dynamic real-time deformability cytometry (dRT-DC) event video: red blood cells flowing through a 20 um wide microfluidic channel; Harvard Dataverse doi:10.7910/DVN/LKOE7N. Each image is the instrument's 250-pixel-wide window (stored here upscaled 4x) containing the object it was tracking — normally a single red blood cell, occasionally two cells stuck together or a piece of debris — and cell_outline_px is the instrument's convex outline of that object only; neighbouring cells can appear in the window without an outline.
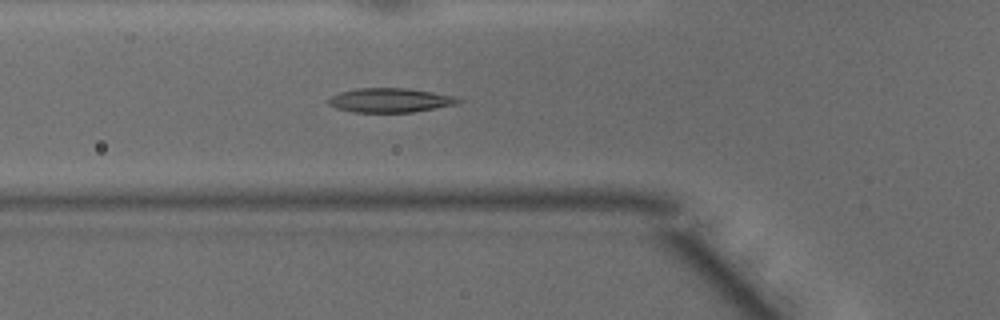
{"species": "common noctule bat (a hibernating species)", "species_latin": "Nyctalus noctula", "temperature_condition": "warm", "stored_images_in_passage": 34, "camera_frame_rate_fps": 3000, "um_per_image_px": 0.085, "animal": {"sex": "male", "body_mass_g": 15.6}, "frame": {"image": 1, "passage_image": 2, "time_ms": 0.333, "image_size_px": [1000, 320], "cell_outline_px": [[460, 100], [456, 104], [412, 112], [352, 112], [336, 108], [328, 104], [328, 100], [332, 96], [340, 92], [356, 88], [408, 88], [432, 92], [452, 96]], "centroid_in_image_um": [33.1, 8.52], "position_along_channel_um": 92.7, "area_um2": 18.09}}
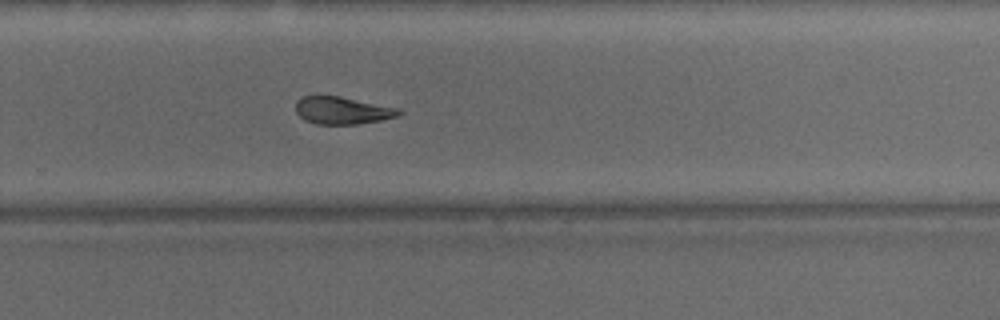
{"frame": {"image": 2, "passage_image": 17, "time_ms": 5.333, "image_size_px": [1000, 320], "cell_outline_px": [[404, 112], [396, 116], [380, 120], [356, 124], [316, 124], [304, 120], [296, 112], [296, 100], [300, 96], [316, 92], [340, 96], [400, 108]], "centroid_in_image_um": [29.02, 9.33], "position_along_channel_um": 300.8, "area_um2": 17.11}}
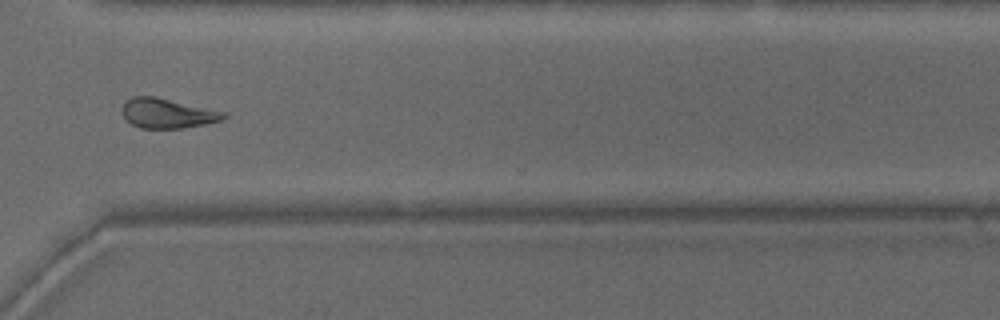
{"frame": {"image": 3, "passage_image": 21, "time_ms": 6.667, "image_size_px": [1000, 320], "cell_outline_px": [[228, 116], [220, 120], [204, 124], [184, 128], [140, 128], [132, 124], [120, 112], [120, 108], [132, 96], [156, 96], [224, 112]], "centroid_in_image_um": [14.19, 9.63], "position_along_channel_um": 356.4, "area_um2": 17.46}}